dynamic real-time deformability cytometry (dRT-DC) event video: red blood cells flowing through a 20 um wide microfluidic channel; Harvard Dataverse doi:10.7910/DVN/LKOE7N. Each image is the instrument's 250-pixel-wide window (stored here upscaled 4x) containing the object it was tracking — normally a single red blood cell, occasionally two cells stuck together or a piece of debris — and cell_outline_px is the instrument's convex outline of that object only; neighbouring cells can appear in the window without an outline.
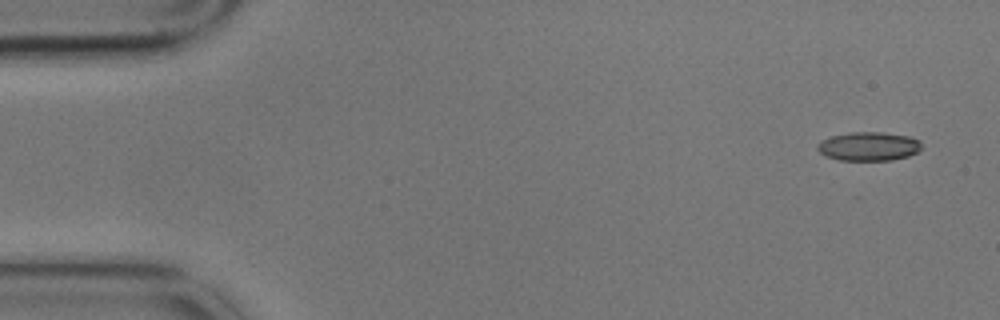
{"species": "common noctule bat (a hibernating species)", "species_latin": "Nyctalus noctula", "temperature_condition": "cold", "stored_images_in_passage": 6, "camera_frame_rate_fps": 3000, "um_per_image_px": 0.085, "animal": {"sex": "male", "body_mass_g": 17.9}, "frame": {"image": 1, "passage_image": 1, "time_ms": 0.0, "image_size_px": [1000, 320], "cell_outline_px": [[920, 148], [916, 152], [908, 156], [892, 160], [840, 160], [828, 156], [820, 152], [816, 148], [816, 144], [832, 136], [848, 132], [884, 132], [908, 136], [920, 140]], "centroid_in_image_um": [73.84, 12.43], "position_along_channel_um": 11.2, "area_um2": 17.34}}
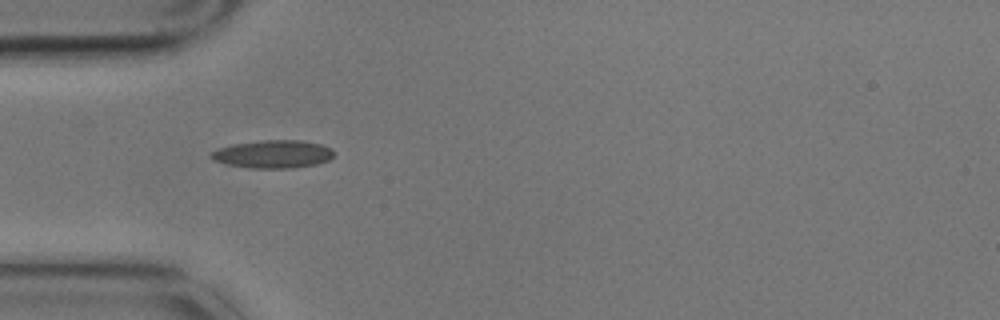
{"frame": {"image": 2, "passage_image": 5, "time_ms": 1.333, "image_size_px": [1000, 320], "cell_outline_px": [[332, 156], [328, 160], [316, 164], [292, 168], [248, 168], [228, 164], [212, 160], [208, 156], [212, 152], [220, 148], [232, 144], [260, 140], [300, 140], [320, 144], [332, 148]], "centroid_in_image_um": [23.18, 13.1], "position_along_channel_um": 61.8, "area_um2": 19.94}}